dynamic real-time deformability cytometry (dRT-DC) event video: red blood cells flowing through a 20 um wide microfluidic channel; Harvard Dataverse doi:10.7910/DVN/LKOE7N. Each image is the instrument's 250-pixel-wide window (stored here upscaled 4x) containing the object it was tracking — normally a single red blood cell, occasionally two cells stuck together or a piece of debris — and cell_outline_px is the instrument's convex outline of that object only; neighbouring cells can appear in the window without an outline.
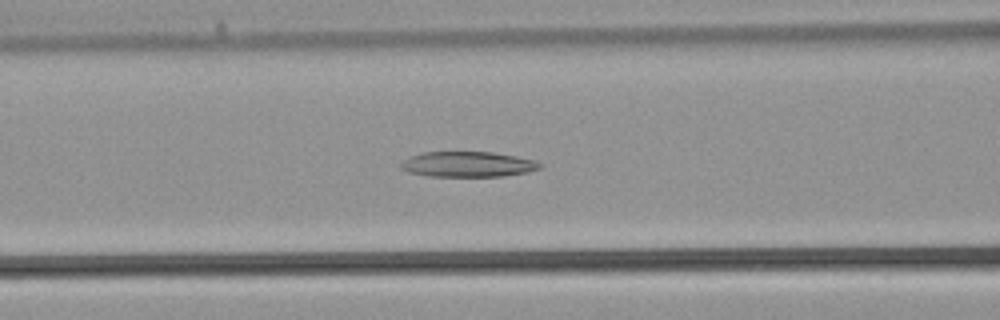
{"species": "common noctule bat (a hibernating species)", "species_latin": "Nyctalus noctula", "temperature_condition": "warm", "stored_images_in_passage": 36, "camera_frame_rate_fps": 3000, "um_per_image_px": 0.085, "animal": {"sex": "male", "body_mass_g": 21.5, "forearm_length_mm": 52.0}, "frame": {"image": 1, "passage_image": 13, "time_ms": 4.0, "image_size_px": [1000, 320], "cell_outline_px": [[544, 164], [540, 168], [528, 172], [504, 176], [428, 176], [408, 172], [400, 168], [400, 164], [404, 160], [412, 156], [424, 152], [492, 152], [516, 156], [536, 160]], "centroid_in_image_um": [39.8, 13.96], "position_along_channel_um": 126.8, "area_um2": 20.58}}
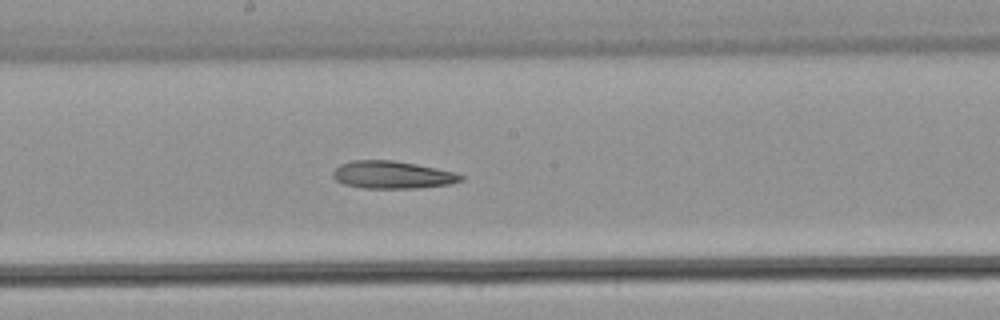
{"frame": {"image": 2, "passage_image": 18, "time_ms": 5.667, "image_size_px": [1000, 320], "cell_outline_px": [[464, 180], [448, 184], [416, 188], [364, 188], [344, 184], [336, 180], [332, 176], [332, 172], [340, 164], [352, 160], [392, 160], [416, 164], [436, 168], [452, 172], [464, 176]], "centroid_in_image_um": [33.31, 14.86], "position_along_channel_um": 214.9, "area_um2": 20.4}}
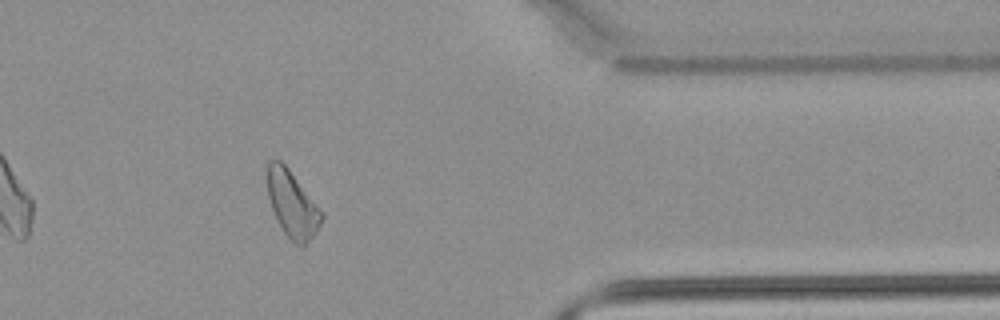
{"frame": {"image": 3, "passage_image": 29, "time_ms": 9.333, "image_size_px": [1000, 320], "cell_outline_px": [[324, 216], [316, 232], [304, 248], [296, 244], [284, 232], [272, 208], [268, 196], [268, 160], [280, 160], [288, 168], [324, 212]], "centroid_in_image_um": [24.88, 17.37], "position_along_channel_um": 386.5, "area_um2": 20.75}}